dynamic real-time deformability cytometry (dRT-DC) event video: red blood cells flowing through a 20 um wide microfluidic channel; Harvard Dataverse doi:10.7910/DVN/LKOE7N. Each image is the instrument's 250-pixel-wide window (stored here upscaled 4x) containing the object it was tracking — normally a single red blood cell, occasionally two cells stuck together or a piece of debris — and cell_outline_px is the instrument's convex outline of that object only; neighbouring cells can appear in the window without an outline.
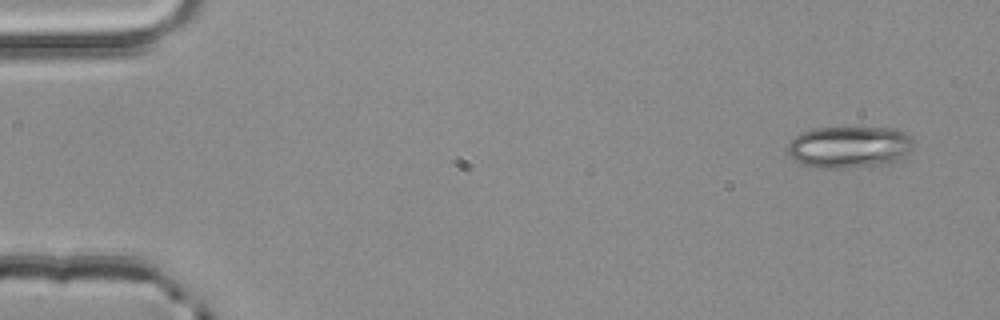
{"species": "common noctule bat (a hibernating species)", "species_latin": "Nyctalus noctula", "temperature_condition": "room temperature", "stored_images_in_passage": 4, "camera_frame_rate_fps": 3000, "um_per_image_px": 0.085, "animal": {"sex": "male", "body_mass_g": 20.4}, "frame": {"image": 1, "passage_image": 1, "time_ms": 0.0, "image_size_px": [1000, 320], "cell_outline_px": [[916, 144], [904, 156], [888, 164], [844, 168], [808, 168], [788, 156], [788, 144], [800, 132], [816, 128], [844, 124], [892, 128], [904, 132]], "centroid_in_image_um": [72.16, 12.45], "position_along_channel_um": 12.8, "area_um2": 31.96}}